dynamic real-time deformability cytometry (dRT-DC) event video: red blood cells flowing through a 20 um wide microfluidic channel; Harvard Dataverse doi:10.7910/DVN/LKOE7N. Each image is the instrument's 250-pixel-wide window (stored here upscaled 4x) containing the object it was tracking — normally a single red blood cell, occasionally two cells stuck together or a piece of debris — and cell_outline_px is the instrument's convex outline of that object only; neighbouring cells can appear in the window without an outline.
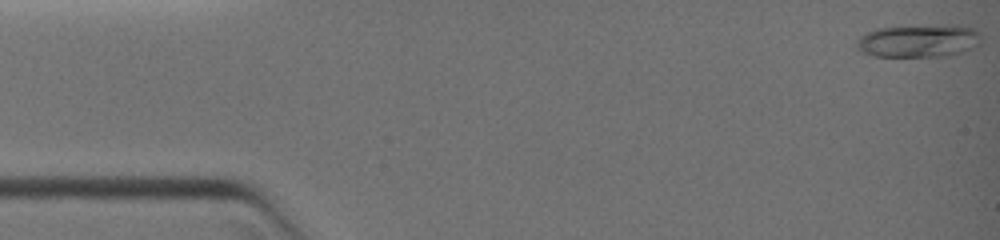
{"species": "common noctule bat (a hibernating species)", "species_latin": "Nyctalus noctula", "temperature_condition": "warm", "stored_images_in_passage": 20, "camera_frame_rate_fps": 3000, "um_per_image_px": 0.085, "animal": {"sex": "female", "body_mass_g": 19.0, "forearm_length_mm": 51.5}, "frame": {"image": 1, "passage_image": 1, "time_ms": 0.0, "image_size_px": [1000, 240], "cell_outline_px": [[980, 44], [960, 52], [948, 56], [876, 56], [864, 52], [856, 48], [856, 40], [860, 36], [876, 28], [948, 24], [956, 24], [972, 28], [980, 36]], "centroid_in_image_um": [78.07, 3.46], "position_along_channel_um": 6.9, "area_um2": 23.76}}
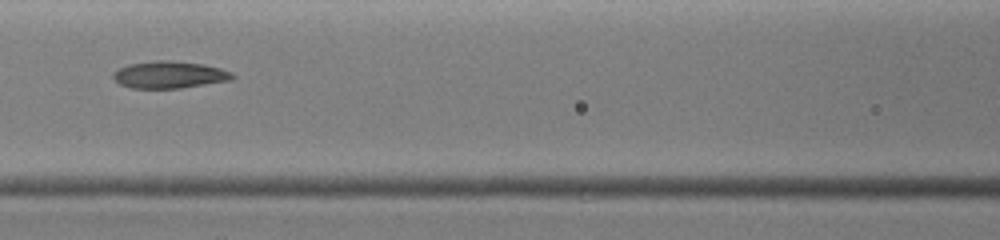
{"frame": {"image": 2, "passage_image": 14, "time_ms": 5.667, "image_size_px": [1000, 240], "cell_outline_px": [[236, 76], [232, 80], [180, 88], [132, 88], [120, 84], [112, 76], [112, 72], [128, 64], [152, 60], [168, 60], [204, 64], [220, 68], [232, 72]], "centroid_in_image_um": [14.41, 6.34], "position_along_channel_um": 152.2, "area_um2": 18.9}}
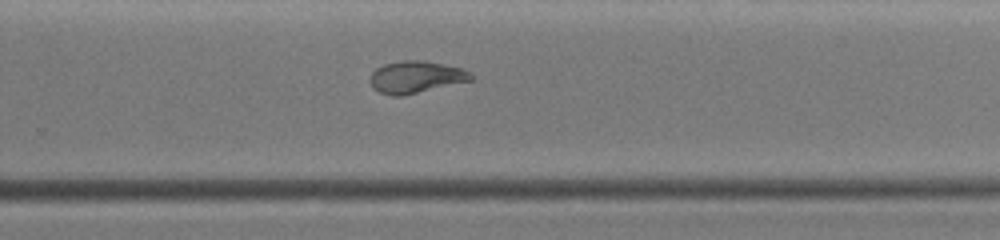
{"frame": {"image": 3, "passage_image": 20, "time_ms": 8.667, "image_size_px": [1000, 240], "cell_outline_px": [[476, 80], [400, 96], [392, 96], [380, 92], [372, 88], [368, 80], [372, 72], [376, 68], [384, 64], [404, 60], [420, 60], [444, 64], [464, 68], [476, 76]], "centroid_in_image_um": [35.39, 6.55], "position_along_channel_um": 294.4, "area_um2": 19.19}}